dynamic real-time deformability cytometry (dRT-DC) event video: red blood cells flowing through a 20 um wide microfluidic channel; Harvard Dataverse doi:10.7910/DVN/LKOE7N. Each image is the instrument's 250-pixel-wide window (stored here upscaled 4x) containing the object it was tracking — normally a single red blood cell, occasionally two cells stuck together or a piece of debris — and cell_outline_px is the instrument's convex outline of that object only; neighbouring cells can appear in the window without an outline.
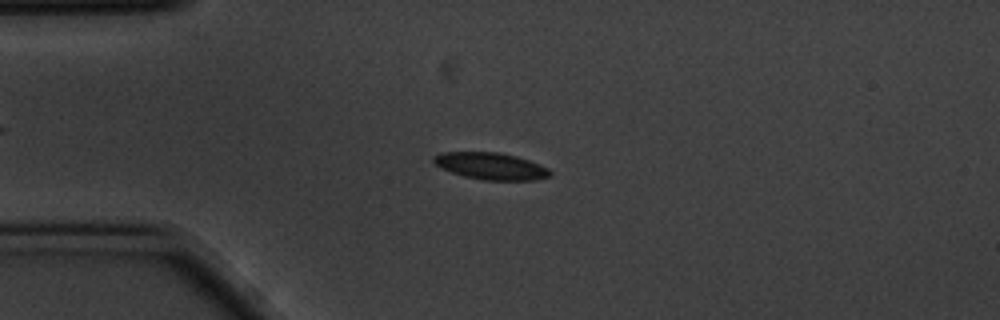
{"species": "common noctule bat (a hibernating species)", "species_latin": "Nyctalus noctula", "temperature_condition": "cold", "stored_images_in_passage": 47, "camera_frame_rate_fps": 3000, "um_per_image_px": 0.085, "animal": {"sex": "male", "body_mass_g": 20.1, "forearm_length_mm": 53.5}, "frame": {"image": 1, "passage_image": 4, "time_ms": 1.0, "image_size_px": [1000, 320], "cell_outline_px": [[552, 176], [536, 180], [484, 180], [464, 176], [440, 168], [432, 160], [432, 156], [440, 152], [500, 152], [516, 156], [540, 164], [548, 168], [552, 172]], "centroid_in_image_um": [41.73, 14.11], "position_along_channel_um": 43.3, "area_um2": 18.38}}
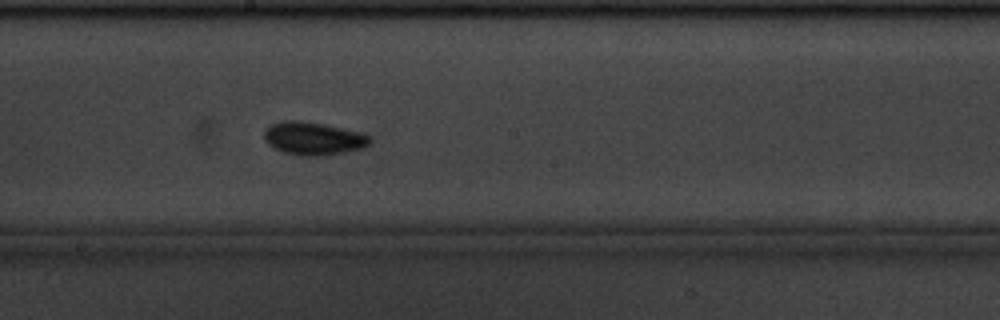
{"frame": {"image": 2, "passage_image": 21, "time_ms": 6.667, "image_size_px": [1000, 320], "cell_outline_px": [[372, 140], [368, 144], [360, 148], [344, 152], [324, 156], [300, 156], [284, 152], [268, 144], [264, 140], [264, 132], [272, 124], [284, 120], [300, 120], [324, 124], [356, 132], [368, 136]], "centroid_in_image_um": [26.58, 11.77], "position_along_channel_um": 221.6, "area_um2": 20.0}}
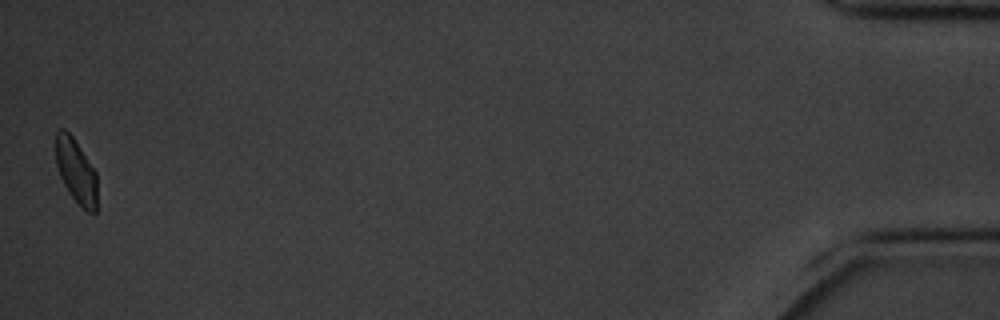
{"frame": {"image": 3, "passage_image": 47, "time_ms": 15.333, "image_size_px": [1000, 320], "cell_outline_px": [[96, 212], [88, 212], [68, 192], [60, 176], [56, 164], [56, 132], [60, 128], [64, 128], [72, 136], [96, 172]], "centroid_in_image_um": [6.45, 14.52], "position_along_channel_um": 428.8, "area_um2": 15.2}, "authors_computed_cell_mechanics": {"area_um2": 17.4556, "velocity_mm_per_s": 3.4705, "shape_relaxation_time_tau1_ms": 2.6887, "shape_relaxation_time_tau2_ms": 5.129, "deformation_change_tau1": 0.0867, "deformation_change_tau2": 0.0775}}